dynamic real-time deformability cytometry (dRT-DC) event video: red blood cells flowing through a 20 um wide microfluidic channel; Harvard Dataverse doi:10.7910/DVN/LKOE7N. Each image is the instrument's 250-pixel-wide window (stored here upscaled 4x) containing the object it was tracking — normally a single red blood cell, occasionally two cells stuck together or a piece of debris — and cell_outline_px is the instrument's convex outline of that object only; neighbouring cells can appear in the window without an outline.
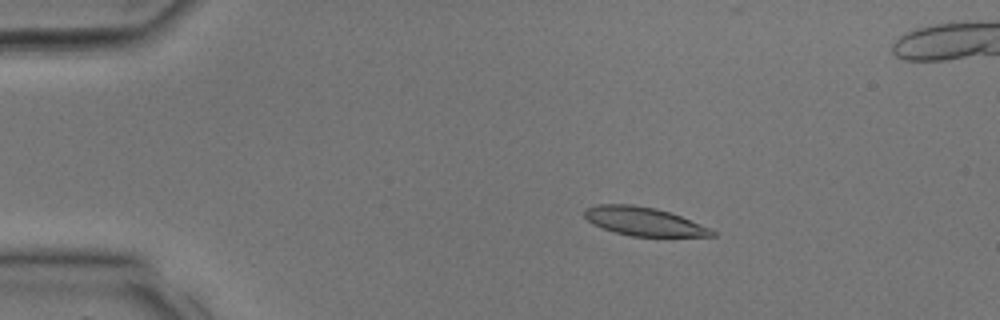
{"species": "common noctule bat (a hibernating species)", "species_latin": "Nyctalus noctula", "temperature_condition": "room temperature", "stored_images_in_passage": 10, "camera_frame_rate_fps": 3000, "um_per_image_px": 0.085, "animal": {"sex": "male", "body_mass_g": 17.9, "forearm_length_mm": 54.2}, "frame": {"image": 1, "passage_image": 6, "time_ms": 1.667, "image_size_px": [1000, 320], "cell_outline_px": [[716, 236], [632, 236], [616, 232], [592, 224], [584, 216], [584, 212], [588, 208], [596, 204], [632, 204], [656, 208], [680, 216], [712, 228], [716, 232]], "centroid_in_image_um": [54.74, 18.81], "position_along_channel_um": 30.3, "area_um2": 21.04}}